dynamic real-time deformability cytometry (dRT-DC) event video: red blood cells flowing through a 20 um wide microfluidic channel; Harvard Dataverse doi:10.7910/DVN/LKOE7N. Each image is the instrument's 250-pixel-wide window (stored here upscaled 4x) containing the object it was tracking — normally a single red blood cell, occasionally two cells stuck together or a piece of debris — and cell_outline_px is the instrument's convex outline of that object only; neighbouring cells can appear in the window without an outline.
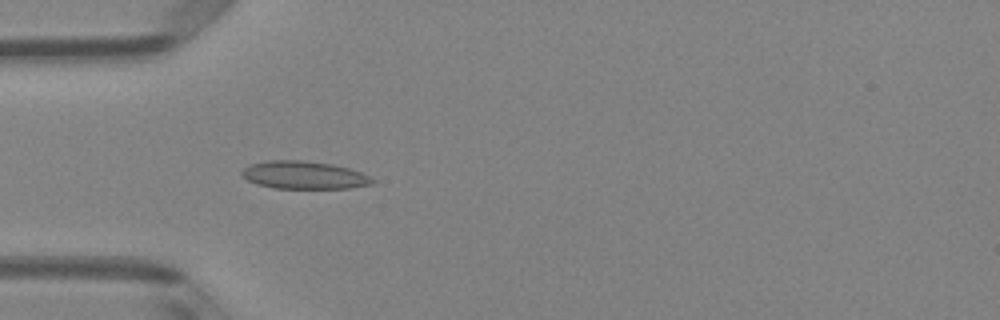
{"species": "Egyptian fruit bat (a non-hibernating species)", "species_latin": "Rousettus aegyptiacus", "temperature_condition": "room temperature", "stored_images_in_passage": 5, "camera_frame_rate_fps": 3000, "um_per_image_px": 0.085, "animal": {"sex": "female"}, "frame": {"image": 1, "passage_image": 5, "time_ms": 1.333, "image_size_px": [1000, 320], "cell_outline_px": [[376, 180], [372, 184], [348, 188], [272, 188], [256, 184], [248, 180], [240, 172], [244, 168], [252, 164], [268, 160], [304, 160], [332, 164], [348, 168], [360, 172]], "centroid_in_image_um": [25.84, 14.88], "position_along_channel_um": 59.2, "area_um2": 21.04}}